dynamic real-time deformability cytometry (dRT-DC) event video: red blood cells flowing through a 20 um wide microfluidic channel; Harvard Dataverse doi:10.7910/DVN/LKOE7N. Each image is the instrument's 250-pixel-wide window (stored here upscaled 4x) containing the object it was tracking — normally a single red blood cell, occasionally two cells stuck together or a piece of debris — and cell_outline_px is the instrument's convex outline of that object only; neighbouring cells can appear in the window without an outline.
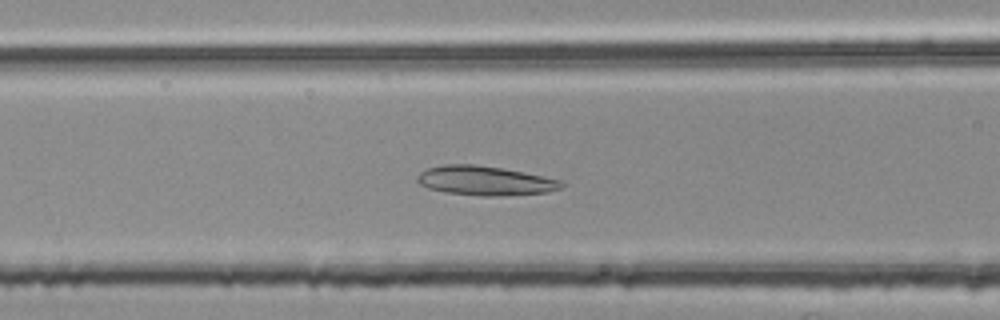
{"species": "common noctule bat (a hibernating species)", "species_latin": "Nyctalus noctula", "temperature_condition": "room temperature", "stored_images_in_passage": 41, "camera_frame_rate_fps": 3000, "um_per_image_px": 0.085, "animal": {"sex": "female", "body_mass_g": 25.1}, "frame": {"image": 1, "passage_image": 14, "time_ms": 4.333, "image_size_px": [1000, 320], "cell_outline_px": [[564, 184], [560, 188], [544, 192], [492, 196], [484, 196], [448, 192], [428, 188], [420, 184], [416, 180], [416, 176], [420, 172], [428, 168], [444, 164], [472, 164], [504, 168], [524, 172], [560, 180]], "centroid_in_image_um": [41.18, 15.34], "position_along_channel_um": 125.4, "area_um2": 24.28}}
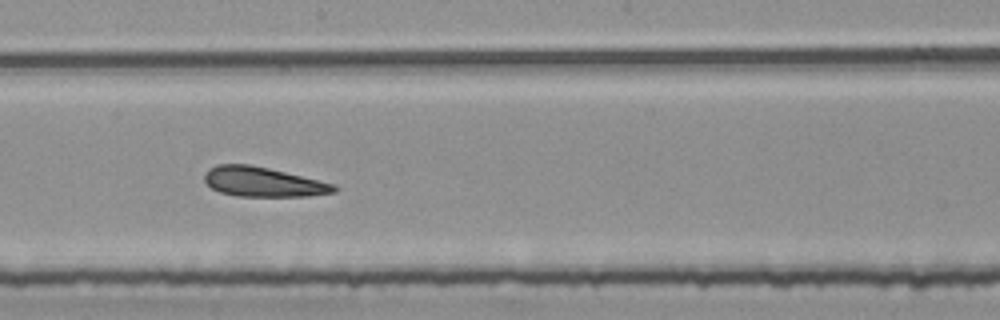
{"frame": {"image": 2, "passage_image": 22, "time_ms": 7.0, "image_size_px": [1000, 320], "cell_outline_px": [[340, 188], [336, 192], [308, 196], [236, 196], [220, 192], [212, 188], [204, 180], [204, 172], [208, 168], [216, 164], [248, 164], [268, 168], [336, 184]], "centroid_in_image_um": [22.36, 15.46], "position_along_channel_um": 225.8, "area_um2": 22.48}}
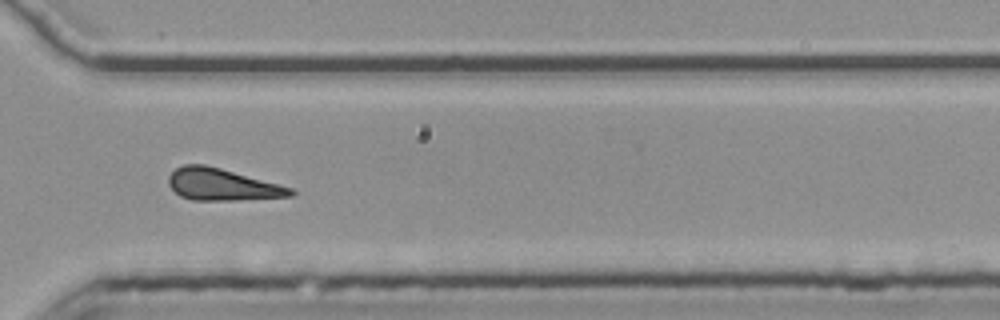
{"frame": {"image": 3, "passage_image": 32, "time_ms": 10.333, "image_size_px": [1000, 320], "cell_outline_px": [[296, 192], [292, 196], [236, 200], [192, 200], [180, 196], [168, 184], [168, 176], [176, 168], [184, 164], [204, 164], [220, 168], [292, 188]], "centroid_in_image_um": [18.85, 15.69], "position_along_channel_um": 351.8, "area_um2": 22.43}}